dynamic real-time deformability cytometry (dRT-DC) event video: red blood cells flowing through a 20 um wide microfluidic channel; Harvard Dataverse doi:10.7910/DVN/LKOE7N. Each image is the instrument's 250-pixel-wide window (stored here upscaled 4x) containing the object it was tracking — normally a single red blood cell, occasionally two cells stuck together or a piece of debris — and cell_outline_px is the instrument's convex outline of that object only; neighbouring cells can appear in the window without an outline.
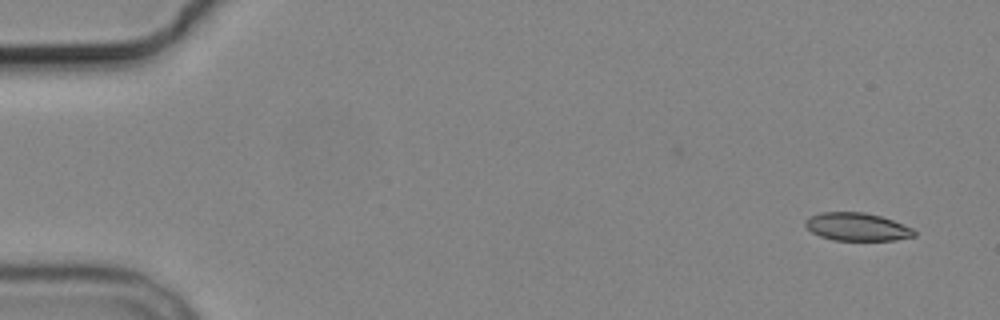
{"species": "common noctule bat (a hibernating species)", "species_latin": "Nyctalus noctula", "temperature_condition": "cold", "stored_images_in_passage": 5, "camera_frame_rate_fps": 3000, "um_per_image_px": 0.085, "animal": {"sex": "male", "body_mass_g": 19.2, "forearm_length_mm": 51.8}, "frame": {"image": 1, "passage_image": 1, "time_ms": 0.0, "image_size_px": [1000, 320], "cell_outline_px": [[916, 236], [896, 240], [832, 240], [820, 236], [812, 232], [804, 224], [804, 220], [808, 216], [820, 212], [864, 212], [880, 216], [892, 220], [912, 228], [916, 232]], "centroid_in_image_um": [72.82, 19.28], "position_along_channel_um": 12.2, "area_um2": 17.8}}
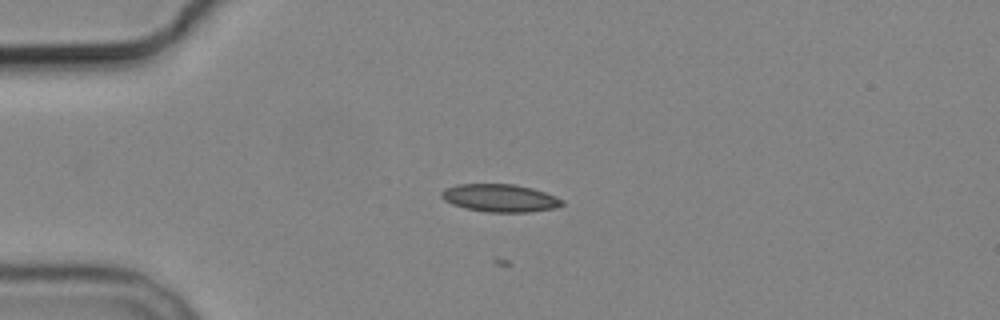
{"frame": {"image": 2, "passage_image": 4, "time_ms": 3.667, "image_size_px": [1000, 320], "cell_outline_px": [[564, 204], [552, 208], [528, 212], [488, 212], [464, 208], [452, 204], [444, 200], [440, 196], [440, 192], [444, 188], [456, 184], [516, 184], [532, 188], [544, 192], [564, 200]], "centroid_in_image_um": [42.44, 16.82], "position_along_channel_um": 42.6, "area_um2": 19.54}}